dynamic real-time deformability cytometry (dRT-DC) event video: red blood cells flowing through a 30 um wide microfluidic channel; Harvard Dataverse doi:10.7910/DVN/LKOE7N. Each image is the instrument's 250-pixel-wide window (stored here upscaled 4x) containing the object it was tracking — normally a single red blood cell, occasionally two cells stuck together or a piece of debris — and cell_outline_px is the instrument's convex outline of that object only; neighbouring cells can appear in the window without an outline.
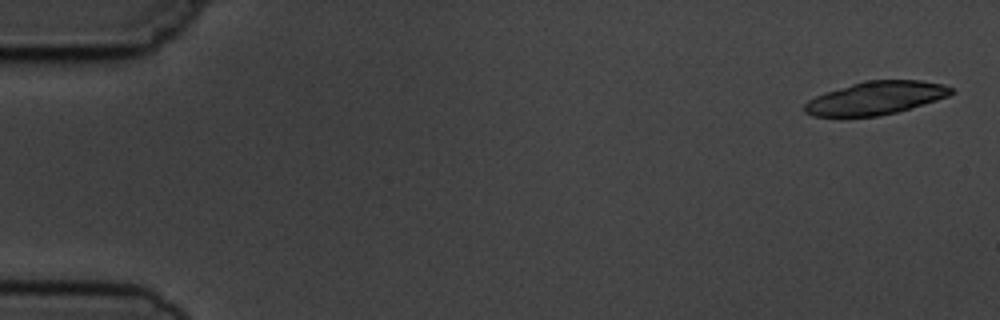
{"species": "common noctule bat (a hibernating species)", "species_latin": "Nyctalus noctula", "temperature_condition": "cold", "stored_images_in_passage": 6, "camera_frame_rate_fps": 3000, "um_per_image_px": 0.085, "animal": {"sex": "male", "body_mass_g": 19.5, "forearm_length_mm": 54.6}, "frame": {"image": 1, "passage_image": 1, "time_ms": 0.0, "image_size_px": [1000, 320], "cell_outline_px": [[956, 92], [948, 96], [936, 100], [896, 112], [876, 116], [840, 120], [812, 116], [804, 112], [804, 104], [808, 100], [824, 92], [864, 80], [920, 80], [944, 84], [952, 88]], "centroid_in_image_um": [74.34, 8.37], "position_along_channel_um": 10.7, "area_um2": 29.13}}